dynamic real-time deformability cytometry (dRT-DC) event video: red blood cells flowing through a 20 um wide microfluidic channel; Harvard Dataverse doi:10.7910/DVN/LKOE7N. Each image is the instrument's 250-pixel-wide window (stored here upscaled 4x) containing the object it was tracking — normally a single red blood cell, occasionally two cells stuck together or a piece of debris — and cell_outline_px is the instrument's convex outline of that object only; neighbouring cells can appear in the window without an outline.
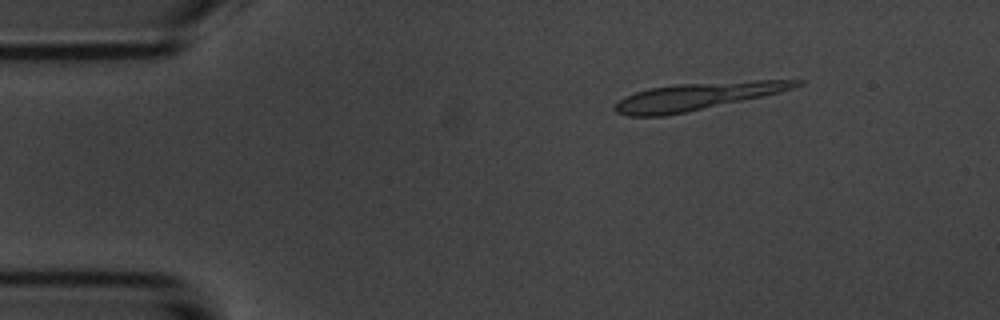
{"species": "common noctule bat (a hibernating species)", "species_latin": "Nyctalus noctula", "temperature_condition": "room temperature", "stored_images_in_passage": 9, "camera_frame_rate_fps": 3000, "um_per_image_px": 0.085, "animal": {"sex": "male", "body_mass_g": 20.1, "forearm_length_mm": 53.5}, "frame": {"image": 1, "passage_image": 3, "time_ms": 2.333, "image_size_px": [1000, 320], "cell_outline_px": [[804, 84], [780, 92], [688, 112], [664, 116], [628, 116], [616, 112], [612, 108], [612, 104], [624, 96], [648, 88], [676, 84], [756, 80], [804, 80]], "centroid_in_image_um": [59.18, 8.19], "position_along_channel_um": 25.8, "area_um2": 28.9}}